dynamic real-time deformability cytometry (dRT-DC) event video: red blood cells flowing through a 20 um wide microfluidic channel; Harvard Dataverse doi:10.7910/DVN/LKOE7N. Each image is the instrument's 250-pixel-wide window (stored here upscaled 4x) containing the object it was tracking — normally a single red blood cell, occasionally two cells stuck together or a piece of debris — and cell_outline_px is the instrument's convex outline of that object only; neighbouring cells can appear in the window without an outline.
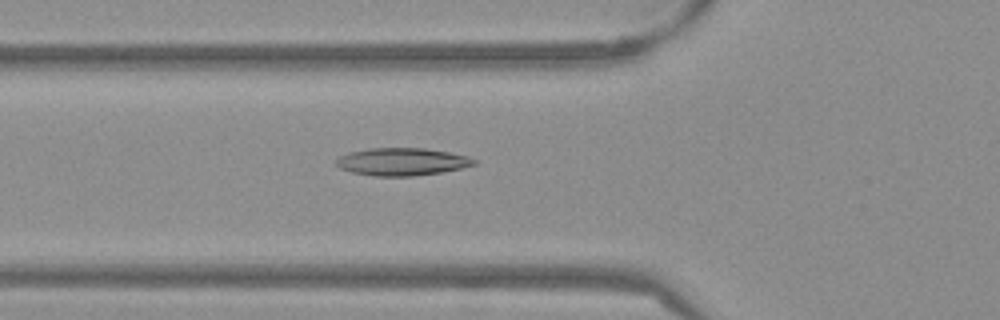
{"species": "Egyptian fruit bat (a non-hibernating species)", "species_latin": "Rousettus aegyptiacus", "temperature_condition": "warm", "stored_images_in_passage": 53, "camera_frame_rate_fps": 3000, "um_per_image_px": 0.085, "frame": {"image": 1, "passage_image": 19, "time_ms": 6.0, "image_size_px": [1000, 320], "cell_outline_px": [[476, 164], [460, 168], [440, 172], [412, 176], [372, 176], [352, 172], [340, 168], [336, 164], [336, 160], [340, 156], [348, 152], [368, 148], [424, 148], [448, 152], [468, 156], [476, 160]], "centroid_in_image_um": [34.14, 13.74], "position_along_channel_um": 91.7, "area_um2": 22.08}}
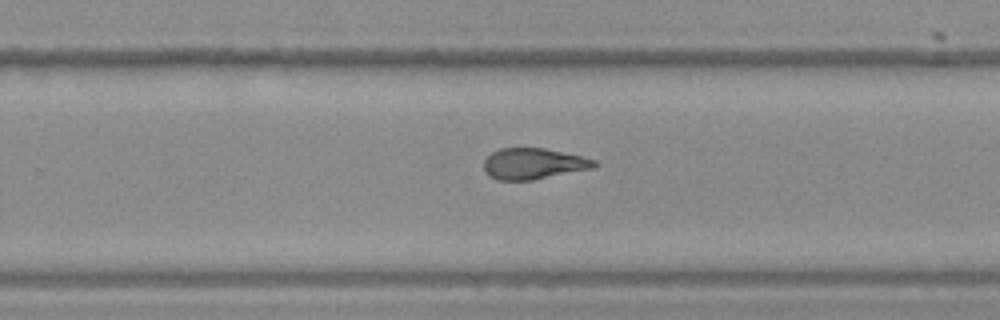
{"frame": {"image": 2, "passage_image": 34, "time_ms": 11.0, "image_size_px": [1000, 320], "cell_outline_px": [[596, 168], [532, 180], [496, 180], [488, 176], [484, 172], [484, 160], [492, 152], [500, 148], [544, 148], [580, 156], [596, 160]], "centroid_in_image_um": [45.32, 13.92], "position_along_channel_um": 284.5, "area_um2": 20.06}}
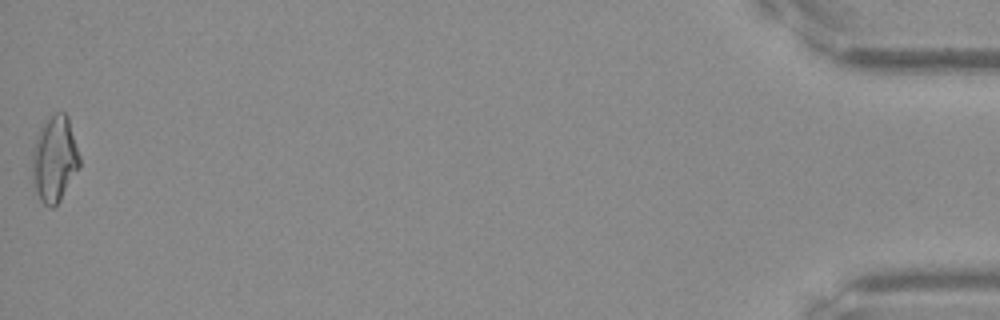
{"frame": {"image": 3, "passage_image": 53, "time_ms": 17.333, "image_size_px": [1000, 320], "cell_outline_px": [[80, 168], [60, 200], [52, 208], [48, 208], [40, 200], [32, 184], [32, 148], [40, 128], [56, 112], [64, 112], [68, 116], [80, 156]], "centroid_in_image_um": [4.63, 13.55], "position_along_channel_um": 430.6, "area_um2": 23.87}, "authors_computed_cell_mechanics": {"area_um2": 21.097, "velocity_mm_per_s": 3.8445, "shape_relaxation_time_tau1_ms": null, "shape_relaxation_time_tau2_ms": 2.5868, "deformation_change_tau1": null, "deformation_change_tau2": 0.1027}}